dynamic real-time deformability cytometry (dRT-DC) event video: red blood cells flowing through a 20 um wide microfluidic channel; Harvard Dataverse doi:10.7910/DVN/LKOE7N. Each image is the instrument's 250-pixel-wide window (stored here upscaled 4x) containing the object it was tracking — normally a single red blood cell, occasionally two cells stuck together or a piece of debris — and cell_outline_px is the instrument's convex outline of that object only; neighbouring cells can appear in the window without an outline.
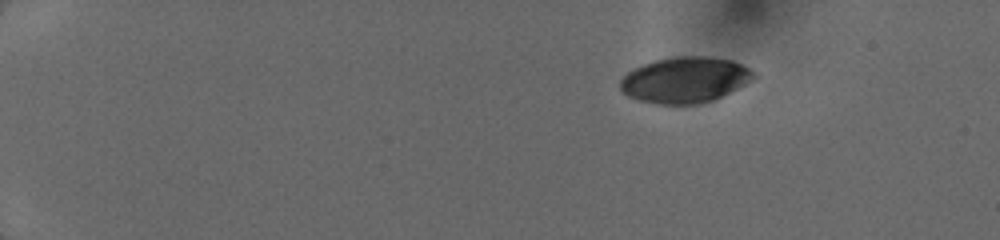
{"species": "human", "species_latin": "Homo sapiens", "temperature_condition": "cold", "stored_images_in_passage": 28, "camera_frame_rate_fps": 3000, "um_per_image_px": 0.085, "donor": {"sex": "female"}, "frame": {"image": 1, "passage_image": 1, "time_ms": 0.0, "image_size_px": [1000, 240], "cell_outline_px": [[756, 76], [744, 84], [712, 100], [700, 104], [656, 104], [640, 100], [628, 96], [620, 88], [620, 80], [628, 72], [644, 64], [656, 60], [676, 56], [708, 56], [732, 60], [748, 68]], "centroid_in_image_um": [58.2, 6.79], "position_along_channel_um": 26.8, "area_um2": 35.14}}
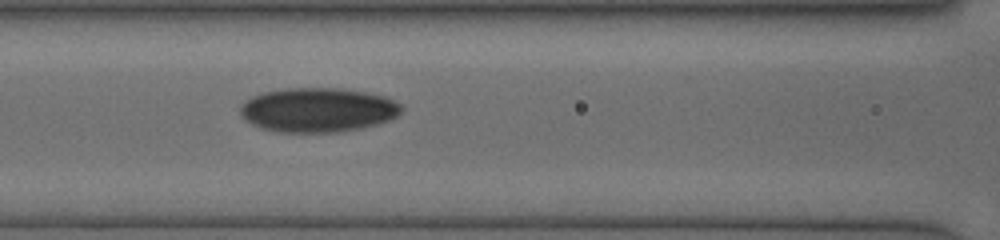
{"frame": {"image": 2, "passage_image": 16, "time_ms": 5.667, "image_size_px": [1000, 240], "cell_outline_px": [[400, 112], [396, 116], [388, 120], [376, 124], [360, 128], [340, 132], [280, 132], [260, 128], [252, 124], [240, 112], [240, 104], [244, 100], [260, 92], [284, 88], [336, 88], [368, 92], [384, 96], [400, 104]], "centroid_in_image_um": [26.97, 9.33], "position_along_channel_um": 139.6, "area_um2": 41.62}}
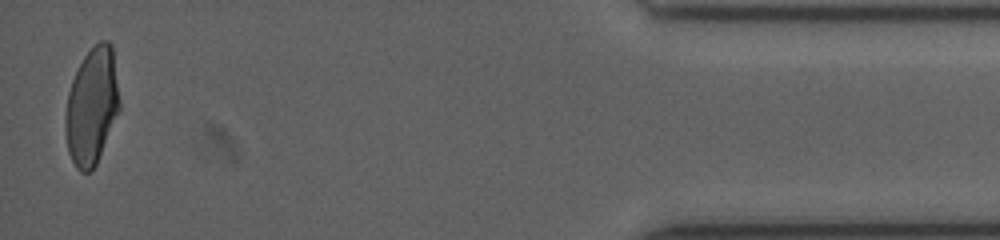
{"frame": {"image": 3, "passage_image": 28, "time_ms": 14.0, "image_size_px": [1000, 240], "cell_outline_px": [[120, 108], [96, 164], [88, 172], [80, 172], [76, 168], [68, 152], [64, 128], [64, 120], [68, 92], [72, 80], [84, 56], [100, 40], [108, 40], [112, 44], [120, 100]], "centroid_in_image_um": [7.8, 9.02], "position_along_channel_um": 427.4, "area_um2": 36.76}}